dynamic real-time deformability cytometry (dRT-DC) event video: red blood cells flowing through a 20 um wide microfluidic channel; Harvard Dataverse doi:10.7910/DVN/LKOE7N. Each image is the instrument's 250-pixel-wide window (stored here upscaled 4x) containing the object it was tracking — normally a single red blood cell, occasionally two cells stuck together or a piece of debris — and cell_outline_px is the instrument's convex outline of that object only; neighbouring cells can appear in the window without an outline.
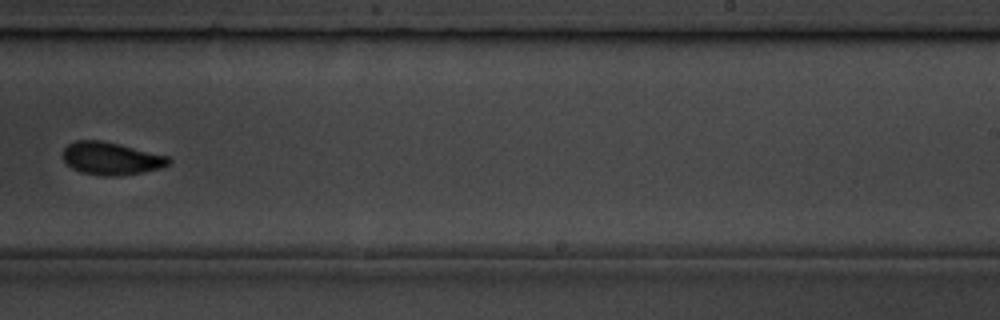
{"species": "common noctule bat (a hibernating species)", "species_latin": "Nyctalus noctula", "temperature_condition": "room temperature", "stored_images_in_passage": 11, "camera_frame_rate_fps": 3000, "um_per_image_px": 0.085, "animal": {"sex": "male", "body_mass_g": 19.5, "forearm_length_mm": 54.6}, "frame": {"image": 1, "passage_image": 10, "time_ms": 10.333, "image_size_px": [1000, 320], "cell_outline_px": [[172, 164], [164, 168], [120, 176], [100, 176], [80, 172], [72, 168], [64, 160], [64, 148], [68, 144], [76, 140], [104, 140], [168, 156], [172, 160]], "centroid_in_image_um": [9.49, 13.48], "position_along_channel_um": 279.5, "area_um2": 20.4}}
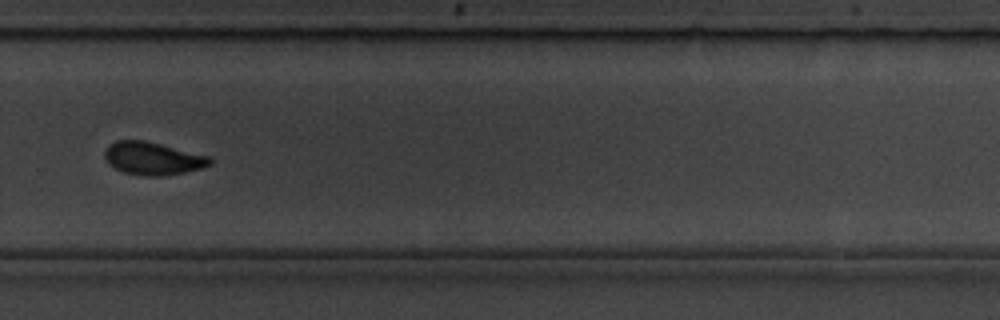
{"frame": {"image": 2, "passage_image": 11, "time_ms": 11.333, "image_size_px": [1000, 320], "cell_outline_px": [[212, 164], [200, 168], [184, 172], [164, 176], [144, 176], [124, 172], [108, 164], [104, 156], [104, 152], [108, 144], [116, 140], [144, 140], [208, 156], [212, 160]], "centroid_in_image_um": [12.94, 13.47], "position_along_channel_um": 316.9, "area_um2": 20.0}}